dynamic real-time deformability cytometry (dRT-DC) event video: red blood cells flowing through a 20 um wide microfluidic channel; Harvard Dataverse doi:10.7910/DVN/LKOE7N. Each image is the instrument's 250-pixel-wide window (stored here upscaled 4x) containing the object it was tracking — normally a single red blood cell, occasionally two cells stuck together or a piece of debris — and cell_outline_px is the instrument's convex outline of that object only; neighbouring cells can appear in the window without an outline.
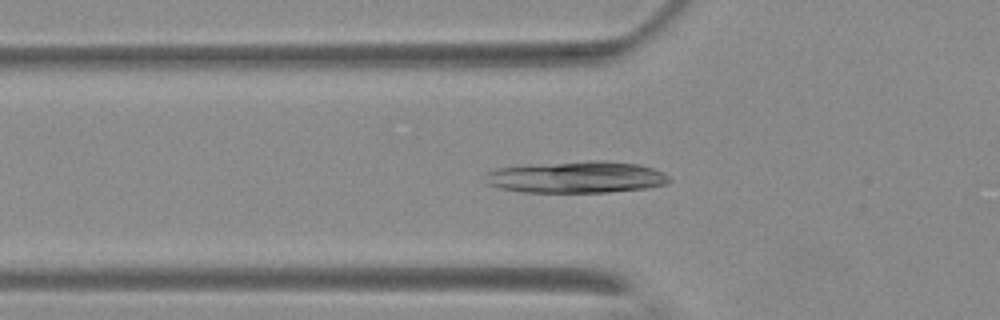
{"species": "Egyptian fruit bat (a non-hibernating species)", "species_latin": "Rousettus aegyptiacus", "temperature_condition": "warm", "stored_images_in_passage": 51, "camera_frame_rate_fps": 3000, "um_per_image_px": 0.085, "animal": {"sex": "female"}, "frame": {"image": 1, "passage_image": 15, "time_ms": 4.667, "image_size_px": [1000, 320], "cell_outline_px": [[672, 180], [668, 184], [648, 188], [608, 192], [524, 192], [500, 188], [488, 184], [484, 176], [484, 172], [500, 168], [532, 164], [588, 160], [604, 160], [640, 164], [664, 172]], "centroid_in_image_um": [49.05, 15.05], "position_along_channel_um": 76.8, "area_um2": 34.33}}
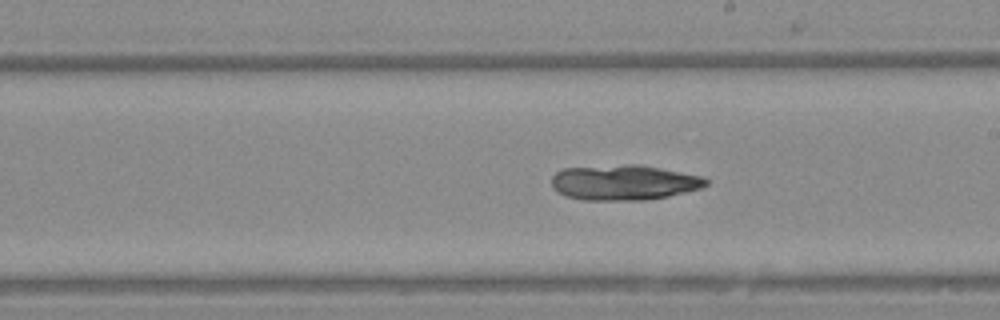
{"frame": {"image": 2, "passage_image": 28, "time_ms": 9.0, "image_size_px": [1000, 320], "cell_outline_px": [[708, 184], [700, 188], [668, 196], [648, 200], [584, 200], [564, 196], [556, 192], [552, 188], [552, 176], [556, 172], [564, 168], [628, 164], [640, 164], [700, 176], [708, 180]], "centroid_in_image_um": [52.98, 15.52], "position_along_channel_um": 236.0, "area_um2": 31.73}}
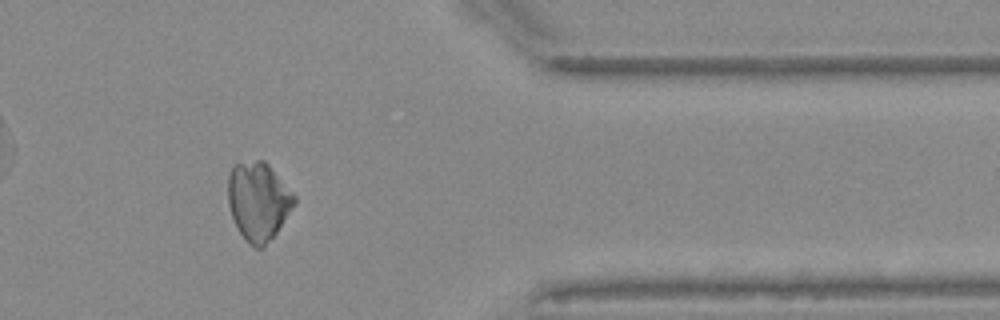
{"frame": {"image": 3, "passage_image": 42, "time_ms": 13.667, "image_size_px": [1000, 320], "cell_outline_px": [[296, 204], [276, 232], [264, 248], [256, 248], [248, 244], [240, 232], [232, 216], [228, 204], [228, 176], [232, 164], [256, 160], [264, 160], [268, 164], [296, 196]], "centroid_in_image_um": [21.95, 17.09], "position_along_channel_um": 389.4, "area_um2": 30.29}}